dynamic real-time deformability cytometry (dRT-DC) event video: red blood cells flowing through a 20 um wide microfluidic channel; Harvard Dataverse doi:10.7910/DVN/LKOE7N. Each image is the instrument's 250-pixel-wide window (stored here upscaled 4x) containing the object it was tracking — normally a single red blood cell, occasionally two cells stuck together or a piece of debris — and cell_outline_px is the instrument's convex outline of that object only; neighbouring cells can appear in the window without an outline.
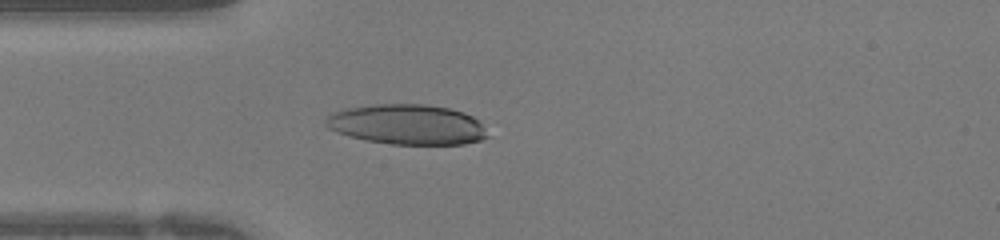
{"species": "human", "species_latin": "Homo sapiens", "temperature_condition": "warm", "stored_images_in_passage": 35, "camera_frame_rate_fps": 3000, "um_per_image_px": 0.085, "donor": {"sex": "female"}, "frame": {"image": 1, "passage_image": 5, "time_ms": 1.333, "image_size_px": [1000, 240], "cell_outline_px": [[492, 136], [480, 140], [464, 144], [392, 144], [364, 140], [348, 136], [336, 132], [328, 128], [324, 124], [324, 116], [340, 108], [376, 104], [428, 104], [448, 108], [464, 112], [480, 120]], "centroid_in_image_um": [34.59, 10.57], "position_along_channel_um": 50.4, "area_um2": 38.61}}
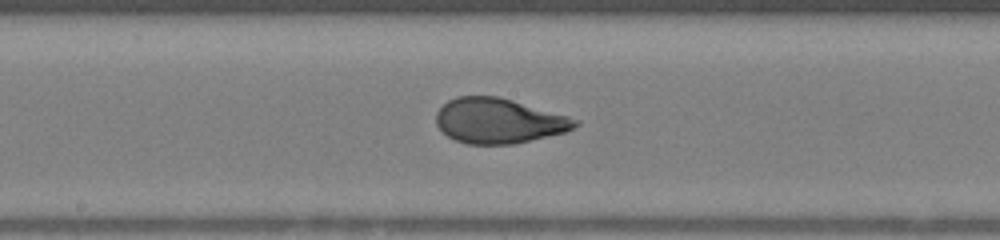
{"frame": {"image": 2, "passage_image": 15, "time_ms": 4.667, "image_size_px": [1000, 240], "cell_outline_px": [[580, 124], [564, 132], [512, 144], [468, 144], [456, 140], [448, 136], [436, 124], [436, 112], [448, 100], [456, 96], [496, 96], [512, 100], [568, 116], [580, 120]], "centroid_in_image_um": [42.37, 10.26], "position_along_channel_um": 205.8, "area_um2": 36.13}}
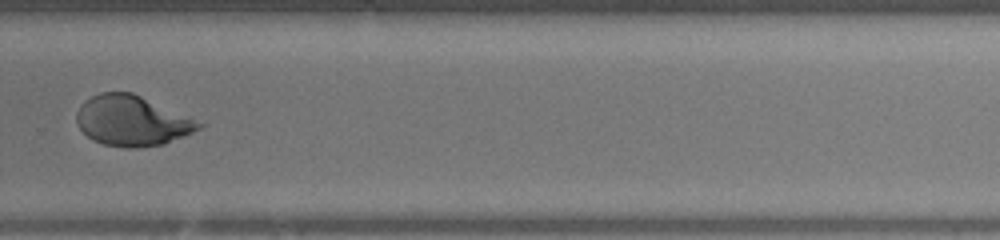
{"frame": {"image": 3, "passage_image": 22, "time_ms": 7.0, "image_size_px": [1000, 240], "cell_outline_px": [[208, 124], [192, 132], [164, 144], [140, 148], [124, 148], [104, 144], [92, 140], [76, 124], [76, 112], [80, 104], [84, 100], [100, 92], [132, 92]], "centroid_in_image_um": [11.22, 10.26], "position_along_channel_um": 318.6, "area_um2": 36.07}}